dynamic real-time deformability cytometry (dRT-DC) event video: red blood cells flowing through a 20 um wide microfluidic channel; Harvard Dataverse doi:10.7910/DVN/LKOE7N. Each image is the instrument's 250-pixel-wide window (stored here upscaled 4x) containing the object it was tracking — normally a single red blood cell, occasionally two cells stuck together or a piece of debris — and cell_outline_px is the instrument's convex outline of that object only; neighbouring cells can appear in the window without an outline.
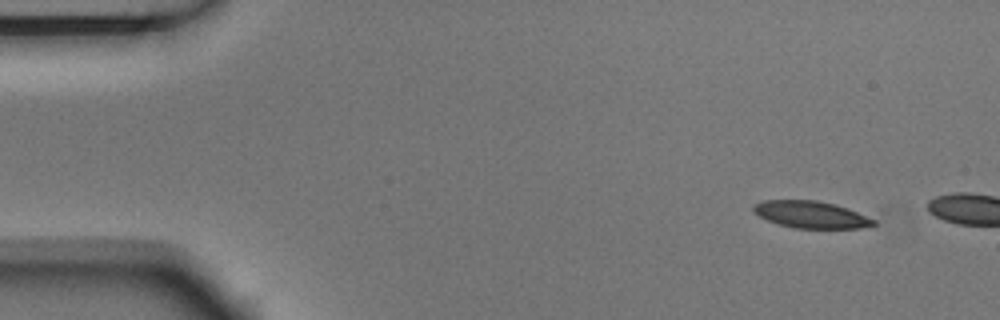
{"species": "Egyptian fruit bat (a non-hibernating species)", "species_latin": "Rousettus aegyptiacus", "temperature_condition": "room temperature", "stored_images_in_passage": 2, "camera_frame_rate_fps": 3000, "um_per_image_px": 0.085, "animal": {"sex": "male"}, "frame": {"image": 1, "passage_image": 1, "time_ms": 0.0, "image_size_px": [1000, 320], "cell_outline_px": [[876, 224], [872, 228], [796, 228], [776, 224], [760, 216], [752, 208], [752, 204], [764, 200], [816, 200], [836, 204], [848, 208], [876, 220]], "centroid_in_image_um": [68.98, 18.24], "position_along_channel_um": 16.0, "area_um2": 19.07}}